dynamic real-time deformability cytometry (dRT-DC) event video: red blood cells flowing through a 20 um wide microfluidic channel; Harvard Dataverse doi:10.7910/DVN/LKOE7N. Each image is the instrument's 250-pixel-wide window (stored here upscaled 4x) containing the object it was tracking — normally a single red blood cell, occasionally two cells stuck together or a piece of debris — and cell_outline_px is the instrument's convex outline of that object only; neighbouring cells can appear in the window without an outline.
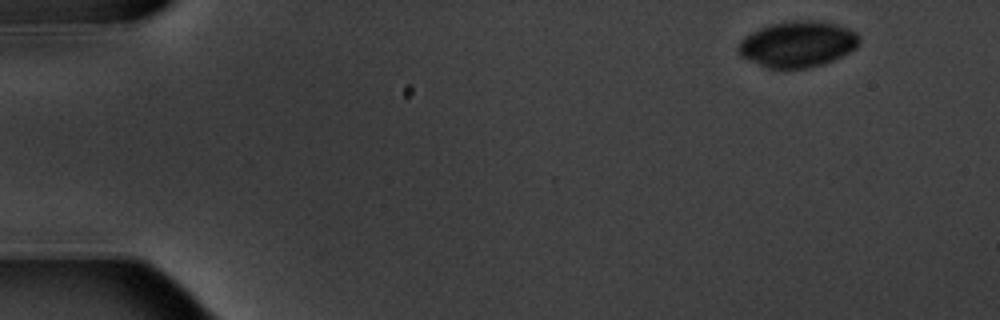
{"species": "common noctule bat (a hibernating species)", "species_latin": "Nyctalus noctula", "temperature_condition": "warm", "stored_images_in_passage": 5, "camera_frame_rate_fps": 3000, "um_per_image_px": 0.085, "animal": {"sex": "male", "body_mass_g": 20.1, "forearm_length_mm": 53.5}, "frame": {"image": 1, "passage_image": 5, "time_ms": 5.667, "image_size_px": [1000, 320], "cell_outline_px": [[860, 44], [856, 48], [824, 64], [808, 68], [764, 68], [740, 56], [736, 48], [740, 40], [744, 36], [760, 28], [772, 24], [792, 20], [812, 20], [836, 24], [848, 28], [856, 32], [860, 36]], "centroid_in_image_um": [67.78, 3.75], "position_along_channel_um": 17.2, "area_um2": 32.6}}